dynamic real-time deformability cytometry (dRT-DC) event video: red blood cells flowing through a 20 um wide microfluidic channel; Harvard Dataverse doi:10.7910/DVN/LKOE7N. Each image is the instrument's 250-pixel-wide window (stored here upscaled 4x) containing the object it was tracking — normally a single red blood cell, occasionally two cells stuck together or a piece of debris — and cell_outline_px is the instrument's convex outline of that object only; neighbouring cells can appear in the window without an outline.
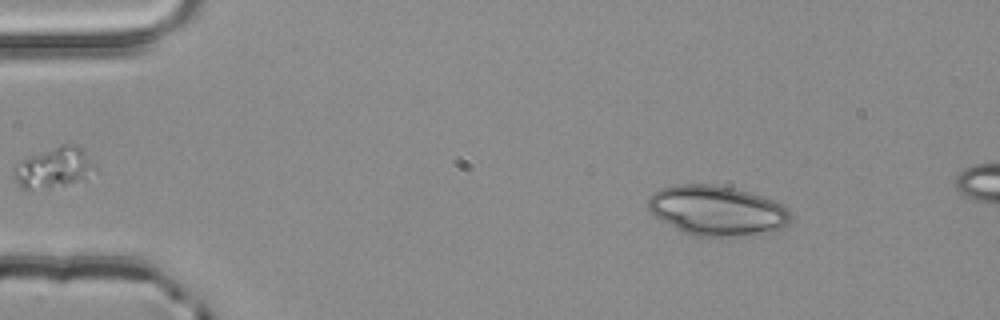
{"species": "common noctule bat (a hibernating species)", "species_latin": "Nyctalus noctula", "temperature_condition": "room temperature", "stored_images_in_passage": 2, "camera_frame_rate_fps": 3000, "um_per_image_px": 0.085, "animal": {"sex": "male", "body_mass_g": 20.4}, "frame": {"image": 1, "passage_image": 1, "time_ms": 0.0, "image_size_px": [1000, 320], "cell_outline_px": [[792, 216], [788, 224], [784, 228], [756, 232], [720, 236], [696, 236], [680, 232], [660, 220], [648, 208], [648, 196], [660, 188], [676, 184], [716, 184], [748, 192], [784, 204], [788, 208]], "centroid_in_image_um": [60.89, 17.87], "position_along_channel_um": 24.1, "area_um2": 41.1}}